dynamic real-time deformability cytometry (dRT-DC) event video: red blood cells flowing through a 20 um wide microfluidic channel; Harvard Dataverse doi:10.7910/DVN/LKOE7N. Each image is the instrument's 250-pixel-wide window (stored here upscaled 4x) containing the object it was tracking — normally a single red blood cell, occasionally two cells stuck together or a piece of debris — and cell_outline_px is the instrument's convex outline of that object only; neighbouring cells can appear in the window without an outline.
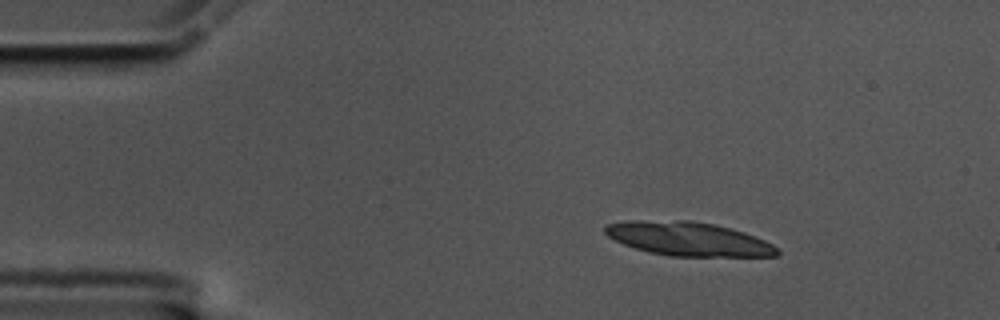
{"species": "common noctule bat (a hibernating species)", "species_latin": "Nyctalus noctula", "temperature_condition": "cold", "stored_images_in_passage": 20, "camera_frame_rate_fps": 3000, "um_per_image_px": 0.085, "animal": {"sex": "male", "body_mass_g": 17.5, "forearm_length_mm": 52.3}, "frame": {"image": 1, "passage_image": 1, "time_ms": 0.0, "image_size_px": [1000, 320], "cell_outline_px": [[780, 252], [776, 256], [668, 256], [648, 252], [624, 244], [608, 236], [604, 232], [604, 224], [628, 220], [692, 220], [716, 224], [732, 228], [744, 232], [764, 240], [772, 244]], "centroid_in_image_um": [58.48, 20.29], "position_along_channel_um": 26.5, "area_um2": 34.1}}